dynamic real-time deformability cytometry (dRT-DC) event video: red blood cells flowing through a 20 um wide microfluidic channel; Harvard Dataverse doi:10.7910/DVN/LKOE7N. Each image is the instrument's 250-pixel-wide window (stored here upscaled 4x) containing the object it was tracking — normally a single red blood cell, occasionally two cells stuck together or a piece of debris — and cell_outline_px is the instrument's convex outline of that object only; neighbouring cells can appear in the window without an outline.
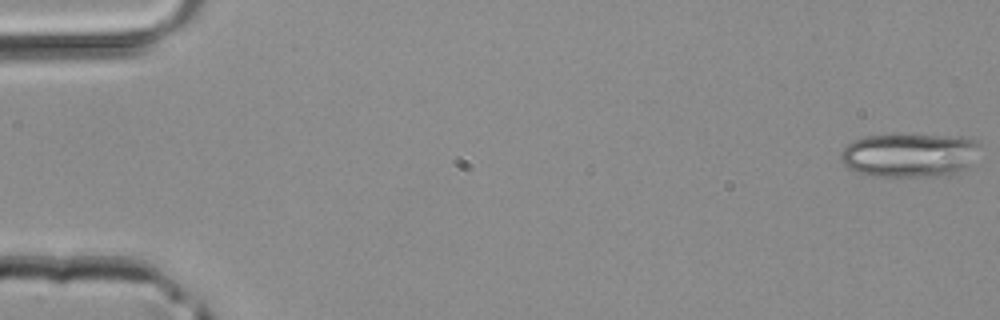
{"species": "common noctule bat (a hibernating species)", "species_latin": "Nyctalus noctula", "temperature_condition": "room temperature", "stored_images_in_passage": 46, "camera_frame_rate_fps": 3000, "um_per_image_px": 0.085, "animal": {"sex": "male", "body_mass_g": 20.4}, "frame": {"image": 1, "passage_image": 1, "time_ms": 0.0, "image_size_px": [1000, 320], "cell_outline_px": [[980, 144], [968, 164], [952, 172], [940, 176], [872, 176], [856, 172], [848, 168], [840, 160], [840, 152], [852, 140], [864, 136], [960, 136], [976, 140]], "centroid_in_image_um": [77.2, 13.19], "position_along_channel_um": 7.8, "area_um2": 34.74}}
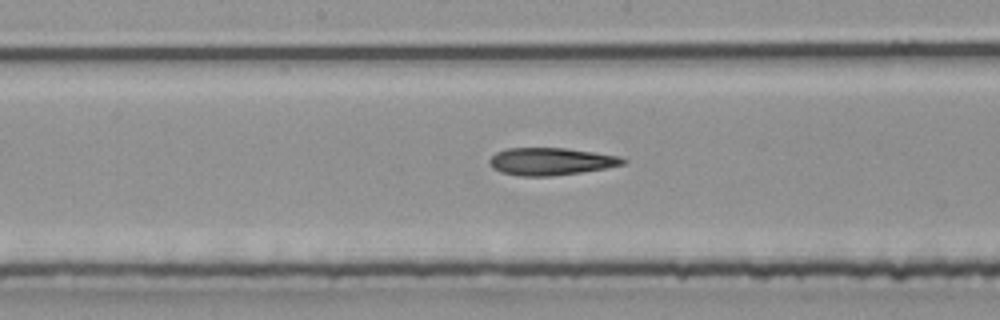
{"frame": {"image": 2, "passage_image": 24, "time_ms": 7.667, "image_size_px": [1000, 320], "cell_outline_px": [[628, 160], [624, 164], [604, 168], [580, 172], [552, 176], [516, 176], [500, 172], [492, 168], [488, 164], [488, 160], [496, 152], [508, 148], [564, 148], [596, 152], [620, 156]], "centroid_in_image_um": [46.79, 13.72], "position_along_channel_um": 201.4, "area_um2": 21.44}}
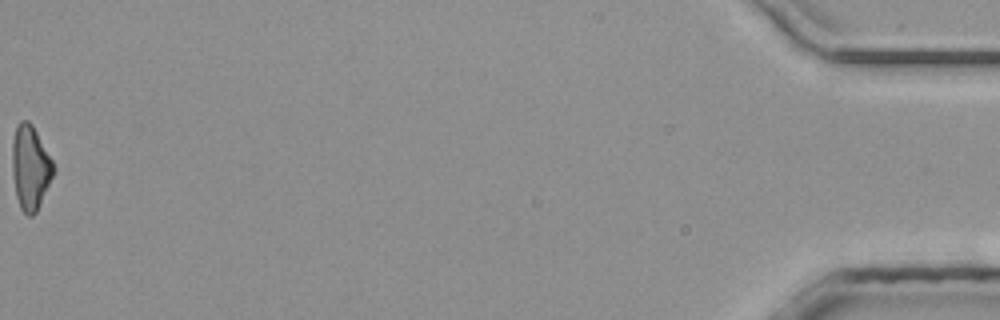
{"frame": {"image": 3, "passage_image": 46, "time_ms": 15.0, "image_size_px": [1000, 320], "cell_outline_px": [[56, 172], [36, 212], [32, 216], [28, 216], [20, 208], [16, 196], [12, 172], [12, 140], [16, 124], [20, 120], [28, 120], [32, 124], [52, 160], [56, 168]], "centroid_in_image_um": [2.58, 14.23], "position_along_channel_um": 432.6, "area_um2": 20.52}}